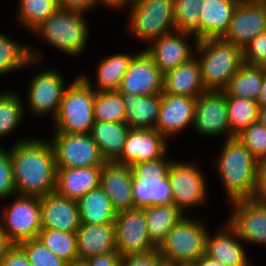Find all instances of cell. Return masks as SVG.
Here are the masks:
<instances>
[{"instance_id":"3","label":"cell","mask_w":266,"mask_h":266,"mask_svg":"<svg viewBox=\"0 0 266 266\" xmlns=\"http://www.w3.org/2000/svg\"><path fill=\"white\" fill-rule=\"evenodd\" d=\"M195 56L205 90L223 91L244 63L242 48L223 38L198 40Z\"/></svg>"},{"instance_id":"13","label":"cell","mask_w":266,"mask_h":266,"mask_svg":"<svg viewBox=\"0 0 266 266\" xmlns=\"http://www.w3.org/2000/svg\"><path fill=\"white\" fill-rule=\"evenodd\" d=\"M193 126L200 135L212 137L226 133V139L236 137L231 131L224 91L206 90L197 97Z\"/></svg>"},{"instance_id":"36","label":"cell","mask_w":266,"mask_h":266,"mask_svg":"<svg viewBox=\"0 0 266 266\" xmlns=\"http://www.w3.org/2000/svg\"><path fill=\"white\" fill-rule=\"evenodd\" d=\"M93 114L95 121L125 123L126 112L121 93L118 90L95 92Z\"/></svg>"},{"instance_id":"57","label":"cell","mask_w":266,"mask_h":266,"mask_svg":"<svg viewBox=\"0 0 266 266\" xmlns=\"http://www.w3.org/2000/svg\"><path fill=\"white\" fill-rule=\"evenodd\" d=\"M176 266H193V265L189 264V265H176Z\"/></svg>"},{"instance_id":"41","label":"cell","mask_w":266,"mask_h":266,"mask_svg":"<svg viewBox=\"0 0 266 266\" xmlns=\"http://www.w3.org/2000/svg\"><path fill=\"white\" fill-rule=\"evenodd\" d=\"M18 246L23 250L31 266H69L37 238L21 242Z\"/></svg>"},{"instance_id":"21","label":"cell","mask_w":266,"mask_h":266,"mask_svg":"<svg viewBox=\"0 0 266 266\" xmlns=\"http://www.w3.org/2000/svg\"><path fill=\"white\" fill-rule=\"evenodd\" d=\"M132 181L133 176L129 165L106 161L102 166L100 187L108 195L117 213L135 208Z\"/></svg>"},{"instance_id":"42","label":"cell","mask_w":266,"mask_h":266,"mask_svg":"<svg viewBox=\"0 0 266 266\" xmlns=\"http://www.w3.org/2000/svg\"><path fill=\"white\" fill-rule=\"evenodd\" d=\"M260 163L266 161V128L259 122L251 124L236 136Z\"/></svg>"},{"instance_id":"50","label":"cell","mask_w":266,"mask_h":266,"mask_svg":"<svg viewBox=\"0 0 266 266\" xmlns=\"http://www.w3.org/2000/svg\"><path fill=\"white\" fill-rule=\"evenodd\" d=\"M13 246V244L8 239V236L4 233L0 227V264L3 258L6 256L8 250Z\"/></svg>"},{"instance_id":"48","label":"cell","mask_w":266,"mask_h":266,"mask_svg":"<svg viewBox=\"0 0 266 266\" xmlns=\"http://www.w3.org/2000/svg\"><path fill=\"white\" fill-rule=\"evenodd\" d=\"M88 266H120L121 255L118 252H108L90 257L84 261Z\"/></svg>"},{"instance_id":"4","label":"cell","mask_w":266,"mask_h":266,"mask_svg":"<svg viewBox=\"0 0 266 266\" xmlns=\"http://www.w3.org/2000/svg\"><path fill=\"white\" fill-rule=\"evenodd\" d=\"M208 230L203 222L185 216L157 248L166 266L193 264L205 254Z\"/></svg>"},{"instance_id":"1","label":"cell","mask_w":266,"mask_h":266,"mask_svg":"<svg viewBox=\"0 0 266 266\" xmlns=\"http://www.w3.org/2000/svg\"><path fill=\"white\" fill-rule=\"evenodd\" d=\"M10 155L18 195L41 198L55 192L57 168L51 142L23 138Z\"/></svg>"},{"instance_id":"12","label":"cell","mask_w":266,"mask_h":266,"mask_svg":"<svg viewBox=\"0 0 266 266\" xmlns=\"http://www.w3.org/2000/svg\"><path fill=\"white\" fill-rule=\"evenodd\" d=\"M114 226L116 249L121 257L156 249L149 239L144 208H131L118 212Z\"/></svg>"},{"instance_id":"40","label":"cell","mask_w":266,"mask_h":266,"mask_svg":"<svg viewBox=\"0 0 266 266\" xmlns=\"http://www.w3.org/2000/svg\"><path fill=\"white\" fill-rule=\"evenodd\" d=\"M18 20L33 31L59 8V1L50 0H20Z\"/></svg>"},{"instance_id":"17","label":"cell","mask_w":266,"mask_h":266,"mask_svg":"<svg viewBox=\"0 0 266 266\" xmlns=\"http://www.w3.org/2000/svg\"><path fill=\"white\" fill-rule=\"evenodd\" d=\"M192 36L189 33L176 30L154 39L145 50L153 58L155 65L165 74L195 56L198 40L196 38L194 39L195 47L194 45L191 47L186 40V37L188 39Z\"/></svg>"},{"instance_id":"10","label":"cell","mask_w":266,"mask_h":266,"mask_svg":"<svg viewBox=\"0 0 266 266\" xmlns=\"http://www.w3.org/2000/svg\"><path fill=\"white\" fill-rule=\"evenodd\" d=\"M52 139L56 168L103 166L106 162L89 133L55 132Z\"/></svg>"},{"instance_id":"47","label":"cell","mask_w":266,"mask_h":266,"mask_svg":"<svg viewBox=\"0 0 266 266\" xmlns=\"http://www.w3.org/2000/svg\"><path fill=\"white\" fill-rule=\"evenodd\" d=\"M0 266H31L23 250L18 245H13L3 258Z\"/></svg>"},{"instance_id":"8","label":"cell","mask_w":266,"mask_h":266,"mask_svg":"<svg viewBox=\"0 0 266 266\" xmlns=\"http://www.w3.org/2000/svg\"><path fill=\"white\" fill-rule=\"evenodd\" d=\"M129 32L152 42L176 31L174 0H133L129 4Z\"/></svg>"},{"instance_id":"26","label":"cell","mask_w":266,"mask_h":266,"mask_svg":"<svg viewBox=\"0 0 266 266\" xmlns=\"http://www.w3.org/2000/svg\"><path fill=\"white\" fill-rule=\"evenodd\" d=\"M240 0H203L200 7V40L223 38Z\"/></svg>"},{"instance_id":"11","label":"cell","mask_w":266,"mask_h":266,"mask_svg":"<svg viewBox=\"0 0 266 266\" xmlns=\"http://www.w3.org/2000/svg\"><path fill=\"white\" fill-rule=\"evenodd\" d=\"M167 176L173 204L183 213L190 207L204 204L207 184L201 170L192 163L174 162L169 165ZM185 210V211H184Z\"/></svg>"},{"instance_id":"38","label":"cell","mask_w":266,"mask_h":266,"mask_svg":"<svg viewBox=\"0 0 266 266\" xmlns=\"http://www.w3.org/2000/svg\"><path fill=\"white\" fill-rule=\"evenodd\" d=\"M18 93L4 91L0 93V138L14 132L24 119L23 104Z\"/></svg>"},{"instance_id":"14","label":"cell","mask_w":266,"mask_h":266,"mask_svg":"<svg viewBox=\"0 0 266 266\" xmlns=\"http://www.w3.org/2000/svg\"><path fill=\"white\" fill-rule=\"evenodd\" d=\"M163 80L164 74L144 49L133 56L118 91L139 96L162 94Z\"/></svg>"},{"instance_id":"56","label":"cell","mask_w":266,"mask_h":266,"mask_svg":"<svg viewBox=\"0 0 266 266\" xmlns=\"http://www.w3.org/2000/svg\"><path fill=\"white\" fill-rule=\"evenodd\" d=\"M243 1H249V2H266V0H243Z\"/></svg>"},{"instance_id":"15","label":"cell","mask_w":266,"mask_h":266,"mask_svg":"<svg viewBox=\"0 0 266 266\" xmlns=\"http://www.w3.org/2000/svg\"><path fill=\"white\" fill-rule=\"evenodd\" d=\"M57 71L43 70L31 79L27 98L31 114L40 116L52 112V118L57 116L67 88L64 77Z\"/></svg>"},{"instance_id":"35","label":"cell","mask_w":266,"mask_h":266,"mask_svg":"<svg viewBox=\"0 0 266 266\" xmlns=\"http://www.w3.org/2000/svg\"><path fill=\"white\" fill-rule=\"evenodd\" d=\"M37 239L69 265L79 261L76 232L42 228Z\"/></svg>"},{"instance_id":"23","label":"cell","mask_w":266,"mask_h":266,"mask_svg":"<svg viewBox=\"0 0 266 266\" xmlns=\"http://www.w3.org/2000/svg\"><path fill=\"white\" fill-rule=\"evenodd\" d=\"M76 235L79 261L108 252H117L114 223H81Z\"/></svg>"},{"instance_id":"6","label":"cell","mask_w":266,"mask_h":266,"mask_svg":"<svg viewBox=\"0 0 266 266\" xmlns=\"http://www.w3.org/2000/svg\"><path fill=\"white\" fill-rule=\"evenodd\" d=\"M94 99L95 91L81 76L72 81L64 91L58 114L54 119V132L90 133L95 122Z\"/></svg>"},{"instance_id":"25","label":"cell","mask_w":266,"mask_h":266,"mask_svg":"<svg viewBox=\"0 0 266 266\" xmlns=\"http://www.w3.org/2000/svg\"><path fill=\"white\" fill-rule=\"evenodd\" d=\"M102 166L57 168L55 192L78 201L83 195L100 186Z\"/></svg>"},{"instance_id":"55","label":"cell","mask_w":266,"mask_h":266,"mask_svg":"<svg viewBox=\"0 0 266 266\" xmlns=\"http://www.w3.org/2000/svg\"><path fill=\"white\" fill-rule=\"evenodd\" d=\"M69 266H88L84 261H77Z\"/></svg>"},{"instance_id":"31","label":"cell","mask_w":266,"mask_h":266,"mask_svg":"<svg viewBox=\"0 0 266 266\" xmlns=\"http://www.w3.org/2000/svg\"><path fill=\"white\" fill-rule=\"evenodd\" d=\"M144 211L149 239L155 248L161 245L167 233L185 217L174 204L148 206Z\"/></svg>"},{"instance_id":"46","label":"cell","mask_w":266,"mask_h":266,"mask_svg":"<svg viewBox=\"0 0 266 266\" xmlns=\"http://www.w3.org/2000/svg\"><path fill=\"white\" fill-rule=\"evenodd\" d=\"M252 199L266 205V161L260 162L257 168V185Z\"/></svg>"},{"instance_id":"9","label":"cell","mask_w":266,"mask_h":266,"mask_svg":"<svg viewBox=\"0 0 266 266\" xmlns=\"http://www.w3.org/2000/svg\"><path fill=\"white\" fill-rule=\"evenodd\" d=\"M0 227L13 245L38 237L41 225L40 198L17 195L16 199L5 205Z\"/></svg>"},{"instance_id":"24","label":"cell","mask_w":266,"mask_h":266,"mask_svg":"<svg viewBox=\"0 0 266 266\" xmlns=\"http://www.w3.org/2000/svg\"><path fill=\"white\" fill-rule=\"evenodd\" d=\"M225 228V229H224ZM224 230L206 237L205 255L227 266H249L236 230L227 222ZM238 238V239H237Z\"/></svg>"},{"instance_id":"27","label":"cell","mask_w":266,"mask_h":266,"mask_svg":"<svg viewBox=\"0 0 266 266\" xmlns=\"http://www.w3.org/2000/svg\"><path fill=\"white\" fill-rule=\"evenodd\" d=\"M131 129H155L161 108V94L139 96L120 92Z\"/></svg>"},{"instance_id":"32","label":"cell","mask_w":266,"mask_h":266,"mask_svg":"<svg viewBox=\"0 0 266 266\" xmlns=\"http://www.w3.org/2000/svg\"><path fill=\"white\" fill-rule=\"evenodd\" d=\"M134 54L118 53L110 56H106L98 64V70L96 75V84L98 89L93 88L90 79L86 75L81 77L92 87L95 92L102 91H116L118 90L123 76L128 70L130 61Z\"/></svg>"},{"instance_id":"45","label":"cell","mask_w":266,"mask_h":266,"mask_svg":"<svg viewBox=\"0 0 266 266\" xmlns=\"http://www.w3.org/2000/svg\"><path fill=\"white\" fill-rule=\"evenodd\" d=\"M120 266H165L158 249L121 257Z\"/></svg>"},{"instance_id":"2","label":"cell","mask_w":266,"mask_h":266,"mask_svg":"<svg viewBox=\"0 0 266 266\" xmlns=\"http://www.w3.org/2000/svg\"><path fill=\"white\" fill-rule=\"evenodd\" d=\"M225 140L216 163L227 197L231 202L252 199L259 162L237 137Z\"/></svg>"},{"instance_id":"39","label":"cell","mask_w":266,"mask_h":266,"mask_svg":"<svg viewBox=\"0 0 266 266\" xmlns=\"http://www.w3.org/2000/svg\"><path fill=\"white\" fill-rule=\"evenodd\" d=\"M203 0H174V21L177 31L200 40V7Z\"/></svg>"},{"instance_id":"43","label":"cell","mask_w":266,"mask_h":266,"mask_svg":"<svg viewBox=\"0 0 266 266\" xmlns=\"http://www.w3.org/2000/svg\"><path fill=\"white\" fill-rule=\"evenodd\" d=\"M17 195L10 151L0 147V200Z\"/></svg>"},{"instance_id":"20","label":"cell","mask_w":266,"mask_h":266,"mask_svg":"<svg viewBox=\"0 0 266 266\" xmlns=\"http://www.w3.org/2000/svg\"><path fill=\"white\" fill-rule=\"evenodd\" d=\"M195 97L180 94H161V108L157 129L166 139L194 123Z\"/></svg>"},{"instance_id":"30","label":"cell","mask_w":266,"mask_h":266,"mask_svg":"<svg viewBox=\"0 0 266 266\" xmlns=\"http://www.w3.org/2000/svg\"><path fill=\"white\" fill-rule=\"evenodd\" d=\"M80 223H114L117 212L112 207L108 195L98 186L83 195L78 201Z\"/></svg>"},{"instance_id":"53","label":"cell","mask_w":266,"mask_h":266,"mask_svg":"<svg viewBox=\"0 0 266 266\" xmlns=\"http://www.w3.org/2000/svg\"><path fill=\"white\" fill-rule=\"evenodd\" d=\"M258 107L266 106V69L263 68V80L260 94L256 100Z\"/></svg>"},{"instance_id":"34","label":"cell","mask_w":266,"mask_h":266,"mask_svg":"<svg viewBox=\"0 0 266 266\" xmlns=\"http://www.w3.org/2000/svg\"><path fill=\"white\" fill-rule=\"evenodd\" d=\"M34 51L0 33V75L20 70L41 60L40 53Z\"/></svg>"},{"instance_id":"44","label":"cell","mask_w":266,"mask_h":266,"mask_svg":"<svg viewBox=\"0 0 266 266\" xmlns=\"http://www.w3.org/2000/svg\"><path fill=\"white\" fill-rule=\"evenodd\" d=\"M242 53L244 63L266 69V32L251 40Z\"/></svg>"},{"instance_id":"49","label":"cell","mask_w":266,"mask_h":266,"mask_svg":"<svg viewBox=\"0 0 266 266\" xmlns=\"http://www.w3.org/2000/svg\"><path fill=\"white\" fill-rule=\"evenodd\" d=\"M95 7L94 0H59V8L73 12L87 13Z\"/></svg>"},{"instance_id":"5","label":"cell","mask_w":266,"mask_h":266,"mask_svg":"<svg viewBox=\"0 0 266 266\" xmlns=\"http://www.w3.org/2000/svg\"><path fill=\"white\" fill-rule=\"evenodd\" d=\"M172 160L165 156L130 165L135 208L173 204L167 172Z\"/></svg>"},{"instance_id":"16","label":"cell","mask_w":266,"mask_h":266,"mask_svg":"<svg viewBox=\"0 0 266 266\" xmlns=\"http://www.w3.org/2000/svg\"><path fill=\"white\" fill-rule=\"evenodd\" d=\"M265 32L266 2L240 0L223 39L243 49L251 40Z\"/></svg>"},{"instance_id":"19","label":"cell","mask_w":266,"mask_h":266,"mask_svg":"<svg viewBox=\"0 0 266 266\" xmlns=\"http://www.w3.org/2000/svg\"><path fill=\"white\" fill-rule=\"evenodd\" d=\"M166 140L157 129H131L115 162L130 166L164 157L168 148Z\"/></svg>"},{"instance_id":"52","label":"cell","mask_w":266,"mask_h":266,"mask_svg":"<svg viewBox=\"0 0 266 266\" xmlns=\"http://www.w3.org/2000/svg\"><path fill=\"white\" fill-rule=\"evenodd\" d=\"M192 265L193 266H227L217 260H214L208 257L205 254L202 257H200L197 261H195Z\"/></svg>"},{"instance_id":"18","label":"cell","mask_w":266,"mask_h":266,"mask_svg":"<svg viewBox=\"0 0 266 266\" xmlns=\"http://www.w3.org/2000/svg\"><path fill=\"white\" fill-rule=\"evenodd\" d=\"M233 210L227 221L238 233L239 239L266 244V205L253 199L231 202Z\"/></svg>"},{"instance_id":"51","label":"cell","mask_w":266,"mask_h":266,"mask_svg":"<svg viewBox=\"0 0 266 266\" xmlns=\"http://www.w3.org/2000/svg\"><path fill=\"white\" fill-rule=\"evenodd\" d=\"M133 0H94L95 2V5L97 4L98 5V2L99 3H103L105 6H109L110 8L113 7L115 9H123L125 8L124 6H127L129 3L131 4ZM123 7V8H122Z\"/></svg>"},{"instance_id":"33","label":"cell","mask_w":266,"mask_h":266,"mask_svg":"<svg viewBox=\"0 0 266 266\" xmlns=\"http://www.w3.org/2000/svg\"><path fill=\"white\" fill-rule=\"evenodd\" d=\"M263 68L243 63L223 90L226 97L257 100L262 87Z\"/></svg>"},{"instance_id":"29","label":"cell","mask_w":266,"mask_h":266,"mask_svg":"<svg viewBox=\"0 0 266 266\" xmlns=\"http://www.w3.org/2000/svg\"><path fill=\"white\" fill-rule=\"evenodd\" d=\"M131 128L126 123L95 121L90 135L106 161H115L124 148Z\"/></svg>"},{"instance_id":"37","label":"cell","mask_w":266,"mask_h":266,"mask_svg":"<svg viewBox=\"0 0 266 266\" xmlns=\"http://www.w3.org/2000/svg\"><path fill=\"white\" fill-rule=\"evenodd\" d=\"M258 104L247 98L227 97V110L232 133L237 136L258 122Z\"/></svg>"},{"instance_id":"7","label":"cell","mask_w":266,"mask_h":266,"mask_svg":"<svg viewBox=\"0 0 266 266\" xmlns=\"http://www.w3.org/2000/svg\"><path fill=\"white\" fill-rule=\"evenodd\" d=\"M83 13L58 8L33 32L42 35L46 43L67 55L82 53L88 39V23Z\"/></svg>"},{"instance_id":"54","label":"cell","mask_w":266,"mask_h":266,"mask_svg":"<svg viewBox=\"0 0 266 266\" xmlns=\"http://www.w3.org/2000/svg\"><path fill=\"white\" fill-rule=\"evenodd\" d=\"M258 122L266 128V106L259 107Z\"/></svg>"},{"instance_id":"22","label":"cell","mask_w":266,"mask_h":266,"mask_svg":"<svg viewBox=\"0 0 266 266\" xmlns=\"http://www.w3.org/2000/svg\"><path fill=\"white\" fill-rule=\"evenodd\" d=\"M42 228L76 232L80 227L78 203L56 192L40 198Z\"/></svg>"},{"instance_id":"28","label":"cell","mask_w":266,"mask_h":266,"mask_svg":"<svg viewBox=\"0 0 266 266\" xmlns=\"http://www.w3.org/2000/svg\"><path fill=\"white\" fill-rule=\"evenodd\" d=\"M196 56L164 74L163 92L197 98L205 92Z\"/></svg>"}]
</instances>
